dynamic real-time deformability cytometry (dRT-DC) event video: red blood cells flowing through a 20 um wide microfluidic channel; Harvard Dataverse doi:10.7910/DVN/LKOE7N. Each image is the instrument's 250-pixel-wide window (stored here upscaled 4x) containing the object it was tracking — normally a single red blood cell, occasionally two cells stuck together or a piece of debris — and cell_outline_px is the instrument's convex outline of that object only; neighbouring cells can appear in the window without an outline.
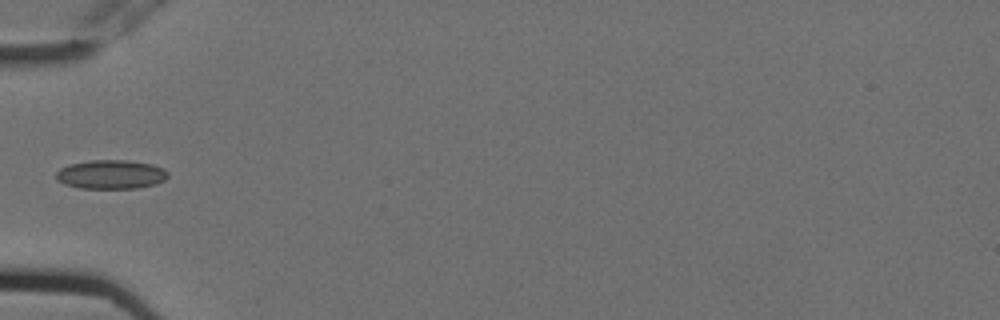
{"species": "Egyptian fruit bat (a non-hibernating species)", "species_latin": "Rousettus aegyptiacus", "temperature_condition": "cold", "stored_images_in_passage": 7, "camera_frame_rate_fps": 3000, "um_per_image_px": 0.085, "animal": {"sex": "female"}, "frame": {"image": 1, "passage_image": 7, "time_ms": 2.0, "image_size_px": [1000, 320], "cell_outline_px": [[168, 176], [164, 180], [156, 184], [136, 188], [80, 188], [64, 184], [56, 180], [56, 172], [60, 168], [68, 164], [92, 160], [128, 160], [152, 164], [164, 168], [168, 172]], "centroid_in_image_um": [9.42, 14.82], "position_along_channel_um": 75.6, "area_um2": 19.02}}